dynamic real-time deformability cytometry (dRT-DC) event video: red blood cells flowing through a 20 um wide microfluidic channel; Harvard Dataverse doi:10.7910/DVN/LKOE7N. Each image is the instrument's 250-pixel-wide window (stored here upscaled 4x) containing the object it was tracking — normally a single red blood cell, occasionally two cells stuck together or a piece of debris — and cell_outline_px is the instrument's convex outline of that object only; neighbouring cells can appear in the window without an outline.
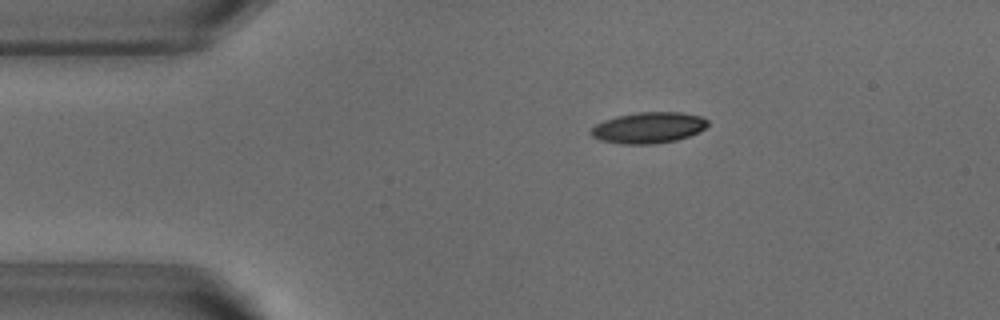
{"species": "common noctule bat (a hibernating species)", "species_latin": "Nyctalus noctula", "temperature_condition": "warm", "stored_images_in_passage": 52, "camera_frame_rate_fps": 3000, "um_per_image_px": 0.085, "animal": {"sex": "male", "body_mass_g": 18.8}, "frame": {"image": 1, "passage_image": 9, "time_ms": 2.667, "image_size_px": [1000, 320], "cell_outline_px": [[708, 124], [704, 128], [688, 136], [676, 140], [656, 144], [620, 144], [600, 140], [592, 136], [588, 132], [596, 124], [604, 120], [616, 116], [640, 112], [680, 112], [700, 116], [708, 120]], "centroid_in_image_um": [55.08, 10.86], "position_along_channel_um": 29.9, "area_um2": 21.1}}
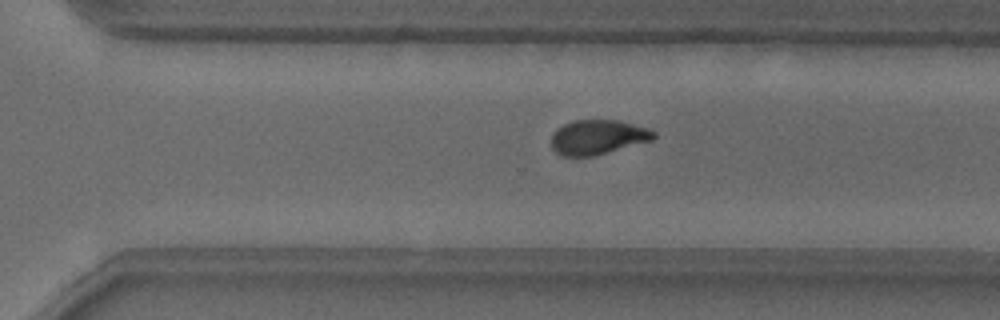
{"frame": {"image": 2, "passage_image": 35, "time_ms": 11.333, "image_size_px": [1000, 320], "cell_outline_px": [[656, 136], [652, 140], [592, 156], [564, 156], [556, 152], [552, 148], [552, 136], [556, 128], [572, 120], [620, 120], [648, 128], [656, 132]], "centroid_in_image_um": [50.81, 11.64], "position_along_channel_um": 319.8, "area_um2": 20.58}}
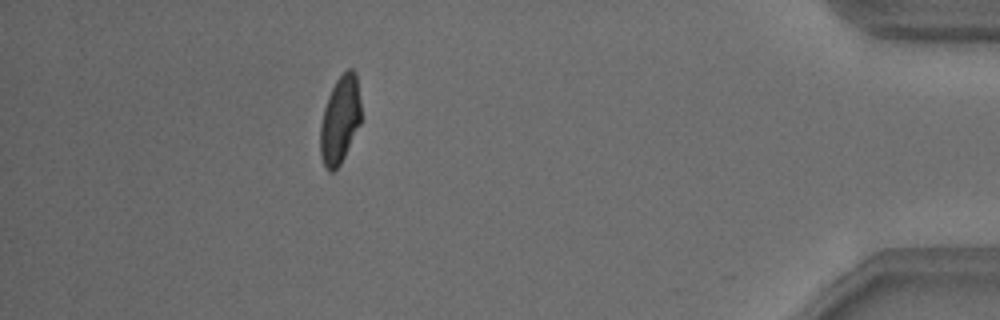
{"frame": {"image": 3, "passage_image": 46, "time_ms": 15.0, "image_size_px": [1000, 320], "cell_outline_px": [[360, 124], [340, 164], [332, 172], [328, 172], [320, 156], [320, 124], [324, 108], [328, 96], [336, 80], [348, 68], [352, 68], [356, 72], [360, 100]], "centroid_in_image_um": [28.89, 10.17], "position_along_channel_um": 406.3, "area_um2": 20.69}, "authors_computed_cell_mechanics": {"area_um2": 21.0681, "velocity_mm_per_s": 3.8424, "shape_relaxation_time_tau1_ms": 4.4345, "shape_relaxation_time_tau2_ms": 2.0469, "deformation_change_tau1": 0.1678, "deformation_change_tau2": 0.0775}}